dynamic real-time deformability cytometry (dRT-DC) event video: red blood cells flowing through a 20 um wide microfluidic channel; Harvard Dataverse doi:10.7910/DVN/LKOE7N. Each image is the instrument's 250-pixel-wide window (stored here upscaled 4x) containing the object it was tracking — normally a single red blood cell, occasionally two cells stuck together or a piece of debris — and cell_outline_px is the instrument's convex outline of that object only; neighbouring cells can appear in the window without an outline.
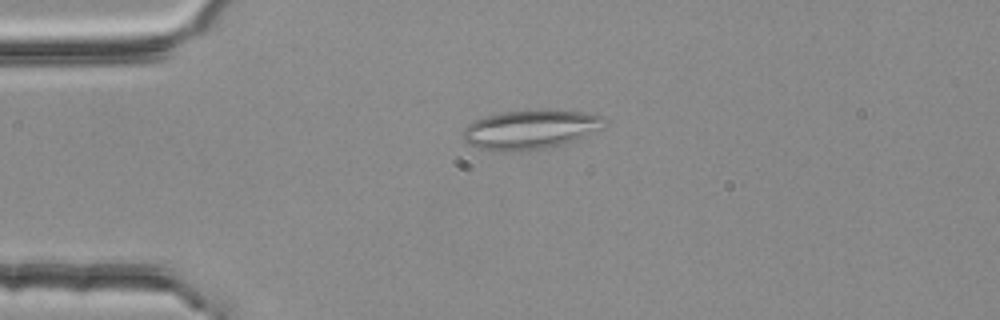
{"species": "common noctule bat (a hibernating species)", "species_latin": "Nyctalus noctula", "temperature_condition": "room temperature", "stored_images_in_passage": 5, "camera_frame_rate_fps": 3000, "um_per_image_px": 0.085, "animal": {"sex": "female", "body_mass_g": 25.1}, "frame": {"image": 1, "passage_image": 3, "time_ms": 0.667, "image_size_px": [1000, 320], "cell_outline_px": [[608, 124], [604, 128], [572, 140], [560, 144], [528, 152], [496, 152], [476, 148], [468, 144], [464, 140], [464, 128], [468, 124], [484, 116], [500, 112], [544, 108], [552, 108], [584, 112], [604, 116], [608, 120]], "centroid_in_image_um": [45.1, 10.99], "position_along_channel_um": 39.9, "area_um2": 33.29}}